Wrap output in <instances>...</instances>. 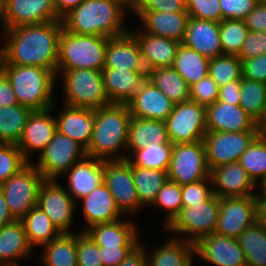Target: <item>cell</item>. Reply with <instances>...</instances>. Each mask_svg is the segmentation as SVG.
Returning <instances> with one entry per match:
<instances>
[{
  "instance_id": "cell-14",
  "label": "cell",
  "mask_w": 266,
  "mask_h": 266,
  "mask_svg": "<svg viewBox=\"0 0 266 266\" xmlns=\"http://www.w3.org/2000/svg\"><path fill=\"white\" fill-rule=\"evenodd\" d=\"M257 137V131L210 132L203 137L210 170L238 162L241 155Z\"/></svg>"
},
{
  "instance_id": "cell-5",
  "label": "cell",
  "mask_w": 266,
  "mask_h": 266,
  "mask_svg": "<svg viewBox=\"0 0 266 266\" xmlns=\"http://www.w3.org/2000/svg\"><path fill=\"white\" fill-rule=\"evenodd\" d=\"M62 78V102L66 106L99 109L111 104L106 95L102 72L96 69H57Z\"/></svg>"
},
{
  "instance_id": "cell-18",
  "label": "cell",
  "mask_w": 266,
  "mask_h": 266,
  "mask_svg": "<svg viewBox=\"0 0 266 266\" xmlns=\"http://www.w3.org/2000/svg\"><path fill=\"white\" fill-rule=\"evenodd\" d=\"M101 72L110 103L126 104L151 83L147 70L103 68Z\"/></svg>"
},
{
  "instance_id": "cell-60",
  "label": "cell",
  "mask_w": 266,
  "mask_h": 266,
  "mask_svg": "<svg viewBox=\"0 0 266 266\" xmlns=\"http://www.w3.org/2000/svg\"><path fill=\"white\" fill-rule=\"evenodd\" d=\"M119 266H147L145 250L139 244Z\"/></svg>"
},
{
  "instance_id": "cell-13",
  "label": "cell",
  "mask_w": 266,
  "mask_h": 266,
  "mask_svg": "<svg viewBox=\"0 0 266 266\" xmlns=\"http://www.w3.org/2000/svg\"><path fill=\"white\" fill-rule=\"evenodd\" d=\"M37 206L46 213L61 234L75 233L72 230L73 218L79 207L58 180H44L39 189Z\"/></svg>"
},
{
  "instance_id": "cell-3",
  "label": "cell",
  "mask_w": 266,
  "mask_h": 266,
  "mask_svg": "<svg viewBox=\"0 0 266 266\" xmlns=\"http://www.w3.org/2000/svg\"><path fill=\"white\" fill-rule=\"evenodd\" d=\"M131 114L127 104L111 103L94 110V125L86 156L104 161L126 159Z\"/></svg>"
},
{
  "instance_id": "cell-9",
  "label": "cell",
  "mask_w": 266,
  "mask_h": 266,
  "mask_svg": "<svg viewBox=\"0 0 266 266\" xmlns=\"http://www.w3.org/2000/svg\"><path fill=\"white\" fill-rule=\"evenodd\" d=\"M43 175L32 163L0 185L9 211L15 220H21L38 203Z\"/></svg>"
},
{
  "instance_id": "cell-10",
  "label": "cell",
  "mask_w": 266,
  "mask_h": 266,
  "mask_svg": "<svg viewBox=\"0 0 266 266\" xmlns=\"http://www.w3.org/2000/svg\"><path fill=\"white\" fill-rule=\"evenodd\" d=\"M168 180L179 185L198 182L210 177L206 149L203 140L174 144L167 170Z\"/></svg>"
},
{
  "instance_id": "cell-61",
  "label": "cell",
  "mask_w": 266,
  "mask_h": 266,
  "mask_svg": "<svg viewBox=\"0 0 266 266\" xmlns=\"http://www.w3.org/2000/svg\"><path fill=\"white\" fill-rule=\"evenodd\" d=\"M84 0H54L55 10L62 19L72 9L78 7Z\"/></svg>"
},
{
  "instance_id": "cell-49",
  "label": "cell",
  "mask_w": 266,
  "mask_h": 266,
  "mask_svg": "<svg viewBox=\"0 0 266 266\" xmlns=\"http://www.w3.org/2000/svg\"><path fill=\"white\" fill-rule=\"evenodd\" d=\"M190 17L220 23L222 11L219 0H185Z\"/></svg>"
},
{
  "instance_id": "cell-64",
  "label": "cell",
  "mask_w": 266,
  "mask_h": 266,
  "mask_svg": "<svg viewBox=\"0 0 266 266\" xmlns=\"http://www.w3.org/2000/svg\"><path fill=\"white\" fill-rule=\"evenodd\" d=\"M257 136L266 139V103L260 117L256 120Z\"/></svg>"
},
{
  "instance_id": "cell-12",
  "label": "cell",
  "mask_w": 266,
  "mask_h": 266,
  "mask_svg": "<svg viewBox=\"0 0 266 266\" xmlns=\"http://www.w3.org/2000/svg\"><path fill=\"white\" fill-rule=\"evenodd\" d=\"M103 171V183L109 189L121 213L126 217L135 214V217L136 213L144 208L140 205L131 163L127 159L103 160Z\"/></svg>"
},
{
  "instance_id": "cell-47",
  "label": "cell",
  "mask_w": 266,
  "mask_h": 266,
  "mask_svg": "<svg viewBox=\"0 0 266 266\" xmlns=\"http://www.w3.org/2000/svg\"><path fill=\"white\" fill-rule=\"evenodd\" d=\"M28 163L17 144L0 143V185L18 173Z\"/></svg>"
},
{
  "instance_id": "cell-57",
  "label": "cell",
  "mask_w": 266,
  "mask_h": 266,
  "mask_svg": "<svg viewBox=\"0 0 266 266\" xmlns=\"http://www.w3.org/2000/svg\"><path fill=\"white\" fill-rule=\"evenodd\" d=\"M136 247H100L103 266H119Z\"/></svg>"
},
{
  "instance_id": "cell-17",
  "label": "cell",
  "mask_w": 266,
  "mask_h": 266,
  "mask_svg": "<svg viewBox=\"0 0 266 266\" xmlns=\"http://www.w3.org/2000/svg\"><path fill=\"white\" fill-rule=\"evenodd\" d=\"M56 105L57 101L52 108L34 110L27 119L23 134L17 146L29 163L32 162V154L39 152V155L50 143L57 130L56 119L53 116L57 107Z\"/></svg>"
},
{
  "instance_id": "cell-45",
  "label": "cell",
  "mask_w": 266,
  "mask_h": 266,
  "mask_svg": "<svg viewBox=\"0 0 266 266\" xmlns=\"http://www.w3.org/2000/svg\"><path fill=\"white\" fill-rule=\"evenodd\" d=\"M266 103V84L242 77L240 106L256 121Z\"/></svg>"
},
{
  "instance_id": "cell-50",
  "label": "cell",
  "mask_w": 266,
  "mask_h": 266,
  "mask_svg": "<svg viewBox=\"0 0 266 266\" xmlns=\"http://www.w3.org/2000/svg\"><path fill=\"white\" fill-rule=\"evenodd\" d=\"M183 207L204 203L212 195V181L208 179L181 185Z\"/></svg>"
},
{
  "instance_id": "cell-7",
  "label": "cell",
  "mask_w": 266,
  "mask_h": 266,
  "mask_svg": "<svg viewBox=\"0 0 266 266\" xmlns=\"http://www.w3.org/2000/svg\"><path fill=\"white\" fill-rule=\"evenodd\" d=\"M219 211V197L213 194L204 203L183 207L174 220L163 229L168 234L172 233L171 236L174 235L175 238L195 244L202 237L215 232Z\"/></svg>"
},
{
  "instance_id": "cell-46",
  "label": "cell",
  "mask_w": 266,
  "mask_h": 266,
  "mask_svg": "<svg viewBox=\"0 0 266 266\" xmlns=\"http://www.w3.org/2000/svg\"><path fill=\"white\" fill-rule=\"evenodd\" d=\"M248 32L244 20L221 21L219 34L223 54L238 55Z\"/></svg>"
},
{
  "instance_id": "cell-48",
  "label": "cell",
  "mask_w": 266,
  "mask_h": 266,
  "mask_svg": "<svg viewBox=\"0 0 266 266\" xmlns=\"http://www.w3.org/2000/svg\"><path fill=\"white\" fill-rule=\"evenodd\" d=\"M77 264L78 266H103L100 247L81 229L77 232Z\"/></svg>"
},
{
  "instance_id": "cell-4",
  "label": "cell",
  "mask_w": 266,
  "mask_h": 266,
  "mask_svg": "<svg viewBox=\"0 0 266 266\" xmlns=\"http://www.w3.org/2000/svg\"><path fill=\"white\" fill-rule=\"evenodd\" d=\"M17 102L34 110L52 108L57 101L53 92L57 76L48 69L28 65L2 64Z\"/></svg>"
},
{
  "instance_id": "cell-1",
  "label": "cell",
  "mask_w": 266,
  "mask_h": 266,
  "mask_svg": "<svg viewBox=\"0 0 266 266\" xmlns=\"http://www.w3.org/2000/svg\"><path fill=\"white\" fill-rule=\"evenodd\" d=\"M62 29V20L0 29L2 64L42 67L57 75Z\"/></svg>"
},
{
  "instance_id": "cell-35",
  "label": "cell",
  "mask_w": 266,
  "mask_h": 266,
  "mask_svg": "<svg viewBox=\"0 0 266 266\" xmlns=\"http://www.w3.org/2000/svg\"><path fill=\"white\" fill-rule=\"evenodd\" d=\"M42 248L39 256L42 266H78L77 233L61 234Z\"/></svg>"
},
{
  "instance_id": "cell-20",
  "label": "cell",
  "mask_w": 266,
  "mask_h": 266,
  "mask_svg": "<svg viewBox=\"0 0 266 266\" xmlns=\"http://www.w3.org/2000/svg\"><path fill=\"white\" fill-rule=\"evenodd\" d=\"M213 194L222 197L254 196L257 186L238 163L221 165L210 170Z\"/></svg>"
},
{
  "instance_id": "cell-41",
  "label": "cell",
  "mask_w": 266,
  "mask_h": 266,
  "mask_svg": "<svg viewBox=\"0 0 266 266\" xmlns=\"http://www.w3.org/2000/svg\"><path fill=\"white\" fill-rule=\"evenodd\" d=\"M238 163L258 186L266 178V139L257 136L241 155Z\"/></svg>"
},
{
  "instance_id": "cell-21",
  "label": "cell",
  "mask_w": 266,
  "mask_h": 266,
  "mask_svg": "<svg viewBox=\"0 0 266 266\" xmlns=\"http://www.w3.org/2000/svg\"><path fill=\"white\" fill-rule=\"evenodd\" d=\"M207 131H256V121L240 106L221 101L206 107Z\"/></svg>"
},
{
  "instance_id": "cell-40",
  "label": "cell",
  "mask_w": 266,
  "mask_h": 266,
  "mask_svg": "<svg viewBox=\"0 0 266 266\" xmlns=\"http://www.w3.org/2000/svg\"><path fill=\"white\" fill-rule=\"evenodd\" d=\"M132 175L140 205L143 208L150 207L157 193L168 180L167 171L132 166Z\"/></svg>"
},
{
  "instance_id": "cell-53",
  "label": "cell",
  "mask_w": 266,
  "mask_h": 266,
  "mask_svg": "<svg viewBox=\"0 0 266 266\" xmlns=\"http://www.w3.org/2000/svg\"><path fill=\"white\" fill-rule=\"evenodd\" d=\"M133 11L187 12L185 0H139Z\"/></svg>"
},
{
  "instance_id": "cell-42",
  "label": "cell",
  "mask_w": 266,
  "mask_h": 266,
  "mask_svg": "<svg viewBox=\"0 0 266 266\" xmlns=\"http://www.w3.org/2000/svg\"><path fill=\"white\" fill-rule=\"evenodd\" d=\"M173 145L146 146L143 149L135 150L127 160L131 166L167 171Z\"/></svg>"
},
{
  "instance_id": "cell-68",
  "label": "cell",
  "mask_w": 266,
  "mask_h": 266,
  "mask_svg": "<svg viewBox=\"0 0 266 266\" xmlns=\"http://www.w3.org/2000/svg\"><path fill=\"white\" fill-rule=\"evenodd\" d=\"M6 2V0H0V7Z\"/></svg>"
},
{
  "instance_id": "cell-34",
  "label": "cell",
  "mask_w": 266,
  "mask_h": 266,
  "mask_svg": "<svg viewBox=\"0 0 266 266\" xmlns=\"http://www.w3.org/2000/svg\"><path fill=\"white\" fill-rule=\"evenodd\" d=\"M21 222L28 242L33 249L36 246L42 247L61 235L51 219L37 205L21 219Z\"/></svg>"
},
{
  "instance_id": "cell-55",
  "label": "cell",
  "mask_w": 266,
  "mask_h": 266,
  "mask_svg": "<svg viewBox=\"0 0 266 266\" xmlns=\"http://www.w3.org/2000/svg\"><path fill=\"white\" fill-rule=\"evenodd\" d=\"M243 77L266 84V54L242 60Z\"/></svg>"
},
{
  "instance_id": "cell-31",
  "label": "cell",
  "mask_w": 266,
  "mask_h": 266,
  "mask_svg": "<svg viewBox=\"0 0 266 266\" xmlns=\"http://www.w3.org/2000/svg\"><path fill=\"white\" fill-rule=\"evenodd\" d=\"M126 104L132 117L164 122L175 106V103L152 83Z\"/></svg>"
},
{
  "instance_id": "cell-43",
  "label": "cell",
  "mask_w": 266,
  "mask_h": 266,
  "mask_svg": "<svg viewBox=\"0 0 266 266\" xmlns=\"http://www.w3.org/2000/svg\"><path fill=\"white\" fill-rule=\"evenodd\" d=\"M208 74L218 87L241 80L243 77L242 60L237 55H219L210 59Z\"/></svg>"
},
{
  "instance_id": "cell-67",
  "label": "cell",
  "mask_w": 266,
  "mask_h": 266,
  "mask_svg": "<svg viewBox=\"0 0 266 266\" xmlns=\"http://www.w3.org/2000/svg\"><path fill=\"white\" fill-rule=\"evenodd\" d=\"M2 63H3V52L0 44V71H2Z\"/></svg>"
},
{
  "instance_id": "cell-38",
  "label": "cell",
  "mask_w": 266,
  "mask_h": 266,
  "mask_svg": "<svg viewBox=\"0 0 266 266\" xmlns=\"http://www.w3.org/2000/svg\"><path fill=\"white\" fill-rule=\"evenodd\" d=\"M247 266H266V227L255 222L237 238Z\"/></svg>"
},
{
  "instance_id": "cell-16",
  "label": "cell",
  "mask_w": 266,
  "mask_h": 266,
  "mask_svg": "<svg viewBox=\"0 0 266 266\" xmlns=\"http://www.w3.org/2000/svg\"><path fill=\"white\" fill-rule=\"evenodd\" d=\"M220 211L215 233L238 238L249 226L257 222L253 196L219 198Z\"/></svg>"
},
{
  "instance_id": "cell-6",
  "label": "cell",
  "mask_w": 266,
  "mask_h": 266,
  "mask_svg": "<svg viewBox=\"0 0 266 266\" xmlns=\"http://www.w3.org/2000/svg\"><path fill=\"white\" fill-rule=\"evenodd\" d=\"M109 37L75 34L64 28L59 39L57 69L102 70Z\"/></svg>"
},
{
  "instance_id": "cell-66",
  "label": "cell",
  "mask_w": 266,
  "mask_h": 266,
  "mask_svg": "<svg viewBox=\"0 0 266 266\" xmlns=\"http://www.w3.org/2000/svg\"><path fill=\"white\" fill-rule=\"evenodd\" d=\"M255 194H266V178L261 183H259Z\"/></svg>"
},
{
  "instance_id": "cell-54",
  "label": "cell",
  "mask_w": 266,
  "mask_h": 266,
  "mask_svg": "<svg viewBox=\"0 0 266 266\" xmlns=\"http://www.w3.org/2000/svg\"><path fill=\"white\" fill-rule=\"evenodd\" d=\"M264 54H266V32L249 31L237 56L243 60Z\"/></svg>"
},
{
  "instance_id": "cell-58",
  "label": "cell",
  "mask_w": 266,
  "mask_h": 266,
  "mask_svg": "<svg viewBox=\"0 0 266 266\" xmlns=\"http://www.w3.org/2000/svg\"><path fill=\"white\" fill-rule=\"evenodd\" d=\"M241 80H235L219 87L218 101L240 105Z\"/></svg>"
},
{
  "instance_id": "cell-62",
  "label": "cell",
  "mask_w": 266,
  "mask_h": 266,
  "mask_svg": "<svg viewBox=\"0 0 266 266\" xmlns=\"http://www.w3.org/2000/svg\"><path fill=\"white\" fill-rule=\"evenodd\" d=\"M257 221L266 227V194H255Z\"/></svg>"
},
{
  "instance_id": "cell-52",
  "label": "cell",
  "mask_w": 266,
  "mask_h": 266,
  "mask_svg": "<svg viewBox=\"0 0 266 266\" xmlns=\"http://www.w3.org/2000/svg\"><path fill=\"white\" fill-rule=\"evenodd\" d=\"M223 20H244L260 0H219Z\"/></svg>"
},
{
  "instance_id": "cell-32",
  "label": "cell",
  "mask_w": 266,
  "mask_h": 266,
  "mask_svg": "<svg viewBox=\"0 0 266 266\" xmlns=\"http://www.w3.org/2000/svg\"><path fill=\"white\" fill-rule=\"evenodd\" d=\"M159 145H174L169 139L166 123L159 120L132 117L128 131L126 159L135 150Z\"/></svg>"
},
{
  "instance_id": "cell-56",
  "label": "cell",
  "mask_w": 266,
  "mask_h": 266,
  "mask_svg": "<svg viewBox=\"0 0 266 266\" xmlns=\"http://www.w3.org/2000/svg\"><path fill=\"white\" fill-rule=\"evenodd\" d=\"M245 25L252 32H266V2L260 0L257 6L244 18Z\"/></svg>"
},
{
  "instance_id": "cell-2",
  "label": "cell",
  "mask_w": 266,
  "mask_h": 266,
  "mask_svg": "<svg viewBox=\"0 0 266 266\" xmlns=\"http://www.w3.org/2000/svg\"><path fill=\"white\" fill-rule=\"evenodd\" d=\"M128 8L118 0H84L61 20L68 32L116 37L127 33Z\"/></svg>"
},
{
  "instance_id": "cell-23",
  "label": "cell",
  "mask_w": 266,
  "mask_h": 266,
  "mask_svg": "<svg viewBox=\"0 0 266 266\" xmlns=\"http://www.w3.org/2000/svg\"><path fill=\"white\" fill-rule=\"evenodd\" d=\"M68 178L66 191L77 202L103 183V160L85 156L76 162L62 178Z\"/></svg>"
},
{
  "instance_id": "cell-63",
  "label": "cell",
  "mask_w": 266,
  "mask_h": 266,
  "mask_svg": "<svg viewBox=\"0 0 266 266\" xmlns=\"http://www.w3.org/2000/svg\"><path fill=\"white\" fill-rule=\"evenodd\" d=\"M15 219L12 217L8 205L6 203L5 197L0 190V228L13 222Z\"/></svg>"
},
{
  "instance_id": "cell-36",
  "label": "cell",
  "mask_w": 266,
  "mask_h": 266,
  "mask_svg": "<svg viewBox=\"0 0 266 266\" xmlns=\"http://www.w3.org/2000/svg\"><path fill=\"white\" fill-rule=\"evenodd\" d=\"M209 61V58L181 43L172 67L192 86L208 75Z\"/></svg>"
},
{
  "instance_id": "cell-24",
  "label": "cell",
  "mask_w": 266,
  "mask_h": 266,
  "mask_svg": "<svg viewBox=\"0 0 266 266\" xmlns=\"http://www.w3.org/2000/svg\"><path fill=\"white\" fill-rule=\"evenodd\" d=\"M145 33L182 42L190 18L188 12L132 11Z\"/></svg>"
},
{
  "instance_id": "cell-30",
  "label": "cell",
  "mask_w": 266,
  "mask_h": 266,
  "mask_svg": "<svg viewBox=\"0 0 266 266\" xmlns=\"http://www.w3.org/2000/svg\"><path fill=\"white\" fill-rule=\"evenodd\" d=\"M143 246L147 258V266H193L195 257L194 243L169 236L160 246L148 249L144 241ZM147 247V248H146ZM150 250V251H148Z\"/></svg>"
},
{
  "instance_id": "cell-37",
  "label": "cell",
  "mask_w": 266,
  "mask_h": 266,
  "mask_svg": "<svg viewBox=\"0 0 266 266\" xmlns=\"http://www.w3.org/2000/svg\"><path fill=\"white\" fill-rule=\"evenodd\" d=\"M151 83L164 93L173 103L190 100V86L173 67L149 70Z\"/></svg>"
},
{
  "instance_id": "cell-8",
  "label": "cell",
  "mask_w": 266,
  "mask_h": 266,
  "mask_svg": "<svg viewBox=\"0 0 266 266\" xmlns=\"http://www.w3.org/2000/svg\"><path fill=\"white\" fill-rule=\"evenodd\" d=\"M85 156L86 151L79 143L56 130L50 143L37 156L36 162L31 163L45 180H60Z\"/></svg>"
},
{
  "instance_id": "cell-65",
  "label": "cell",
  "mask_w": 266,
  "mask_h": 266,
  "mask_svg": "<svg viewBox=\"0 0 266 266\" xmlns=\"http://www.w3.org/2000/svg\"><path fill=\"white\" fill-rule=\"evenodd\" d=\"M121 2L125 7L129 9V11H133V9L137 6L139 0H118Z\"/></svg>"
},
{
  "instance_id": "cell-27",
  "label": "cell",
  "mask_w": 266,
  "mask_h": 266,
  "mask_svg": "<svg viewBox=\"0 0 266 266\" xmlns=\"http://www.w3.org/2000/svg\"><path fill=\"white\" fill-rule=\"evenodd\" d=\"M220 23L190 17L181 43L209 59L223 54Z\"/></svg>"
},
{
  "instance_id": "cell-28",
  "label": "cell",
  "mask_w": 266,
  "mask_h": 266,
  "mask_svg": "<svg viewBox=\"0 0 266 266\" xmlns=\"http://www.w3.org/2000/svg\"><path fill=\"white\" fill-rule=\"evenodd\" d=\"M58 109L56 129L79 143L85 150L88 148L93 132L94 110L62 105Z\"/></svg>"
},
{
  "instance_id": "cell-19",
  "label": "cell",
  "mask_w": 266,
  "mask_h": 266,
  "mask_svg": "<svg viewBox=\"0 0 266 266\" xmlns=\"http://www.w3.org/2000/svg\"><path fill=\"white\" fill-rule=\"evenodd\" d=\"M195 259L213 266H247L244 252L237 238L212 233L195 244Z\"/></svg>"
},
{
  "instance_id": "cell-25",
  "label": "cell",
  "mask_w": 266,
  "mask_h": 266,
  "mask_svg": "<svg viewBox=\"0 0 266 266\" xmlns=\"http://www.w3.org/2000/svg\"><path fill=\"white\" fill-rule=\"evenodd\" d=\"M130 31L139 42L142 59L147 71L160 67H172L181 44L180 41L145 33L137 27Z\"/></svg>"
},
{
  "instance_id": "cell-15",
  "label": "cell",
  "mask_w": 266,
  "mask_h": 266,
  "mask_svg": "<svg viewBox=\"0 0 266 266\" xmlns=\"http://www.w3.org/2000/svg\"><path fill=\"white\" fill-rule=\"evenodd\" d=\"M58 20L54 0H6L0 7V29Z\"/></svg>"
},
{
  "instance_id": "cell-59",
  "label": "cell",
  "mask_w": 266,
  "mask_h": 266,
  "mask_svg": "<svg viewBox=\"0 0 266 266\" xmlns=\"http://www.w3.org/2000/svg\"><path fill=\"white\" fill-rule=\"evenodd\" d=\"M19 104L8 77L0 71V107H8Z\"/></svg>"
},
{
  "instance_id": "cell-39",
  "label": "cell",
  "mask_w": 266,
  "mask_h": 266,
  "mask_svg": "<svg viewBox=\"0 0 266 266\" xmlns=\"http://www.w3.org/2000/svg\"><path fill=\"white\" fill-rule=\"evenodd\" d=\"M32 111L20 104L0 107V143L18 144Z\"/></svg>"
},
{
  "instance_id": "cell-22",
  "label": "cell",
  "mask_w": 266,
  "mask_h": 266,
  "mask_svg": "<svg viewBox=\"0 0 266 266\" xmlns=\"http://www.w3.org/2000/svg\"><path fill=\"white\" fill-rule=\"evenodd\" d=\"M138 225L128 217L111 223L92 225L85 232L99 247H137L140 244Z\"/></svg>"
},
{
  "instance_id": "cell-11",
  "label": "cell",
  "mask_w": 266,
  "mask_h": 266,
  "mask_svg": "<svg viewBox=\"0 0 266 266\" xmlns=\"http://www.w3.org/2000/svg\"><path fill=\"white\" fill-rule=\"evenodd\" d=\"M165 123L172 144L201 141L207 132L206 107L191 100L177 103Z\"/></svg>"
},
{
  "instance_id": "cell-26",
  "label": "cell",
  "mask_w": 266,
  "mask_h": 266,
  "mask_svg": "<svg viewBox=\"0 0 266 266\" xmlns=\"http://www.w3.org/2000/svg\"><path fill=\"white\" fill-rule=\"evenodd\" d=\"M79 201H81L82 213L86 223V228H82L81 231H85L95 224L111 223L125 217L104 183Z\"/></svg>"
},
{
  "instance_id": "cell-51",
  "label": "cell",
  "mask_w": 266,
  "mask_h": 266,
  "mask_svg": "<svg viewBox=\"0 0 266 266\" xmlns=\"http://www.w3.org/2000/svg\"><path fill=\"white\" fill-rule=\"evenodd\" d=\"M219 87L208 74L205 78L190 86V100L204 107L218 100Z\"/></svg>"
},
{
  "instance_id": "cell-44",
  "label": "cell",
  "mask_w": 266,
  "mask_h": 266,
  "mask_svg": "<svg viewBox=\"0 0 266 266\" xmlns=\"http://www.w3.org/2000/svg\"><path fill=\"white\" fill-rule=\"evenodd\" d=\"M150 207L164 210L163 227L166 228L183 208L181 185L167 180L157 193L156 199Z\"/></svg>"
},
{
  "instance_id": "cell-29",
  "label": "cell",
  "mask_w": 266,
  "mask_h": 266,
  "mask_svg": "<svg viewBox=\"0 0 266 266\" xmlns=\"http://www.w3.org/2000/svg\"><path fill=\"white\" fill-rule=\"evenodd\" d=\"M104 68L146 70L139 42L130 30L109 38Z\"/></svg>"
},
{
  "instance_id": "cell-33",
  "label": "cell",
  "mask_w": 266,
  "mask_h": 266,
  "mask_svg": "<svg viewBox=\"0 0 266 266\" xmlns=\"http://www.w3.org/2000/svg\"><path fill=\"white\" fill-rule=\"evenodd\" d=\"M33 252L21 220L0 228V266H19L18 260L30 258Z\"/></svg>"
}]
</instances>
